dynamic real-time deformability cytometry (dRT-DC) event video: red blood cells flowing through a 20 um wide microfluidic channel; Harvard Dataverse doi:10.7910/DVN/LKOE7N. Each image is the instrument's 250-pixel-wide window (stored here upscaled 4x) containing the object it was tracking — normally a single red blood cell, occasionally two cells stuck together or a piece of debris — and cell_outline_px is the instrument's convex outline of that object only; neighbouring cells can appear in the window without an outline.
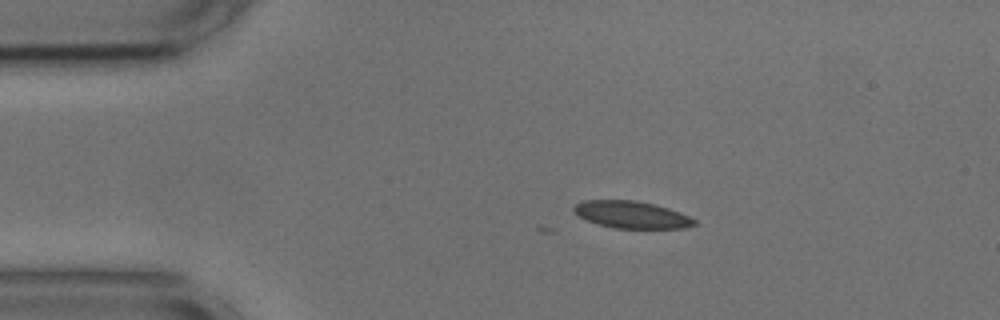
{"species": "common noctule bat (a hibernating species)", "species_latin": "Nyctalus noctula", "temperature_condition": "cold", "stored_images_in_passage": 3, "camera_frame_rate_fps": 3000, "um_per_image_px": 0.085, "animal": {"sex": "male", "body_mass_g": 17.9, "forearm_length_mm": 54.2}, "frame": {"image": 1, "passage_image": 3, "time_ms": 0.667, "image_size_px": [1000, 320], "cell_outline_px": [[696, 224], [684, 228], [616, 228], [600, 224], [588, 220], [572, 212], [572, 208], [576, 204], [584, 200], [636, 200], [656, 204], [680, 212], [696, 220]], "centroid_in_image_um": [53.69, 18.23], "position_along_channel_um": 31.3, "area_um2": 18.96}}